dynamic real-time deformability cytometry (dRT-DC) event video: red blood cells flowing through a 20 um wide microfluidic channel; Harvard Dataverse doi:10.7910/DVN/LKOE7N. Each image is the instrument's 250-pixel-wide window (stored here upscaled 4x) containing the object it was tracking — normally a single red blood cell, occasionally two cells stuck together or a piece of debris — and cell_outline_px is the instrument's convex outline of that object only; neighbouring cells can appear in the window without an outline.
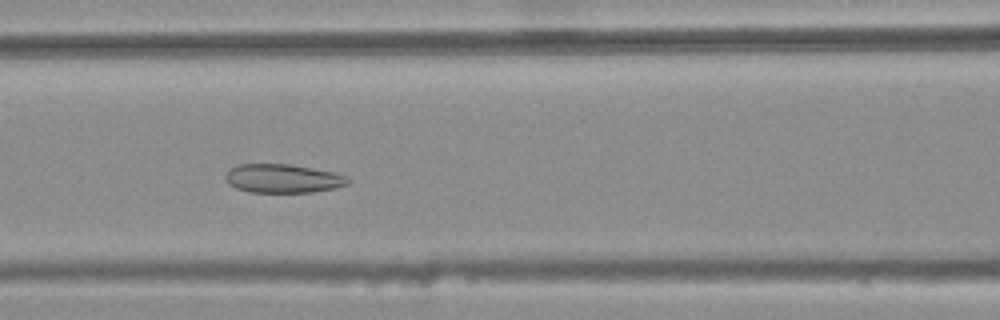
{"species": "common noctule bat (a hibernating species)", "species_latin": "Nyctalus noctula", "temperature_condition": "warm", "stored_images_in_passage": 45, "camera_frame_rate_fps": 3000, "um_per_image_px": 0.085, "animal": {"sex": "female", "body_mass_g": 25.1}, "frame": {"image": 1, "passage_image": 23, "time_ms": 7.333, "image_size_px": [1000, 320], "cell_outline_px": [[352, 180], [348, 184], [336, 188], [312, 192], [252, 192], [236, 188], [228, 184], [224, 180], [224, 176], [228, 168], [236, 164], [292, 164], [336, 172], [348, 176]], "centroid_in_image_um": [24.05, 15.16], "position_along_channel_um": 142.5, "area_um2": 20.98}}
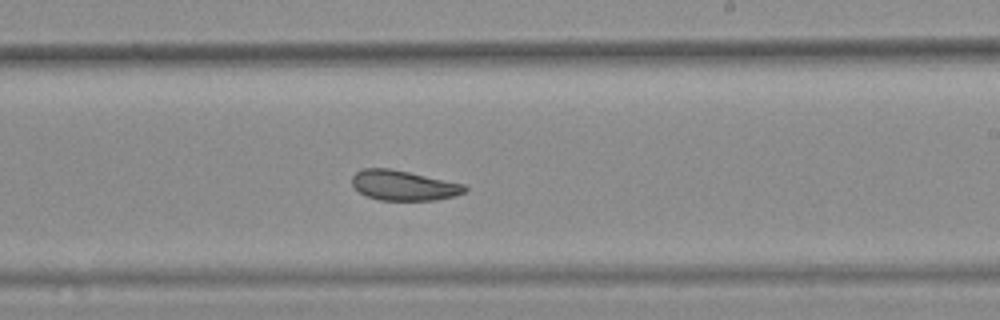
{"frame": {"image": 2, "passage_image": 32, "time_ms": 10.333, "image_size_px": [1000, 320], "cell_outline_px": [[468, 188], [464, 192], [456, 196], [436, 200], [380, 200], [368, 196], [360, 192], [352, 184], [352, 176], [356, 172], [364, 168], [388, 168], [408, 172], [464, 184]], "centroid_in_image_um": [34.31, 15.76], "position_along_channel_um": 254.7, "area_um2": 19.54}}
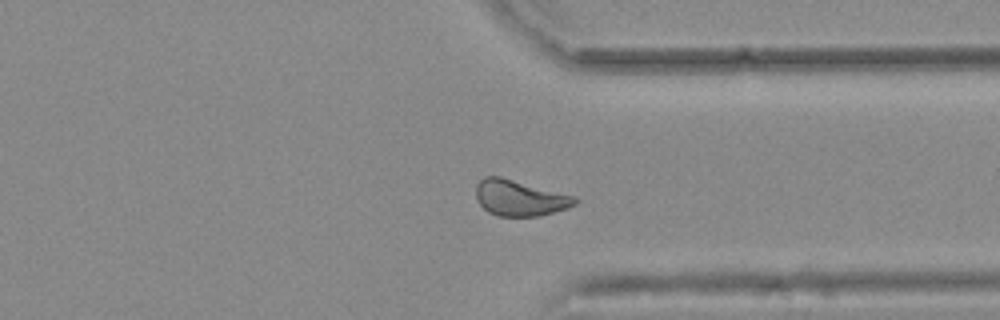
{"frame": {"image": 3, "passage_image": 41, "time_ms": 13.333, "image_size_px": [1000, 320], "cell_outline_px": [[576, 204], [568, 208], [540, 216], [496, 216], [488, 212], [476, 200], [476, 184], [484, 176], [500, 176], [576, 196]], "centroid_in_image_um": [44.16, 16.82], "position_along_channel_um": 367.2, "area_um2": 20.81}, "authors_computed_cell_mechanics": {"area_um2": 21.3282, "velocity_mm_per_s": 3.748, "shape_relaxation_time_tau1_ms": null, "shape_relaxation_time_tau2_ms": 2.2854, "deformation_change_tau1": null, "deformation_change_tau2": 0.0731}}